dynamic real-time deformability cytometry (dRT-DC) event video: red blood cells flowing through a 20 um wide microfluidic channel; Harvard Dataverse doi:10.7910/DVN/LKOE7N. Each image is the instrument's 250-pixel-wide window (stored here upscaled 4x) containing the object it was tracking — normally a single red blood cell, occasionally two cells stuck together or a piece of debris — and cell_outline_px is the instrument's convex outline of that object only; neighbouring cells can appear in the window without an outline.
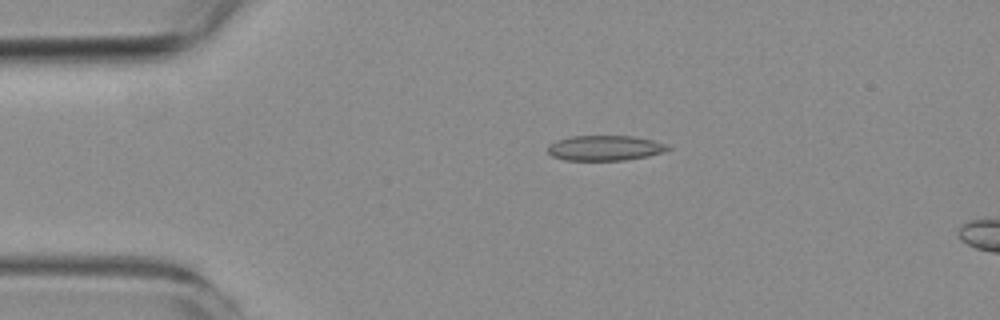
{"species": "common noctule bat (a hibernating species)", "species_latin": "Nyctalus noctula", "temperature_condition": "room temperature", "stored_images_in_passage": 4, "camera_frame_rate_fps": 3000, "um_per_image_px": 0.085, "animal": {"sex": "female", "body_mass_g": 19.3, "forearm_length_mm": 54.1}, "frame": {"image": 1, "passage_image": 3, "time_ms": 2.0, "image_size_px": [1000, 320], "cell_outline_px": [[672, 148], [664, 152], [648, 156], [624, 160], [564, 160], [552, 156], [548, 152], [548, 144], [556, 140], [572, 136], [632, 136], [652, 140], [668, 144]], "centroid_in_image_um": [51.43, 12.58], "position_along_channel_um": 33.6, "area_um2": 17.69}}